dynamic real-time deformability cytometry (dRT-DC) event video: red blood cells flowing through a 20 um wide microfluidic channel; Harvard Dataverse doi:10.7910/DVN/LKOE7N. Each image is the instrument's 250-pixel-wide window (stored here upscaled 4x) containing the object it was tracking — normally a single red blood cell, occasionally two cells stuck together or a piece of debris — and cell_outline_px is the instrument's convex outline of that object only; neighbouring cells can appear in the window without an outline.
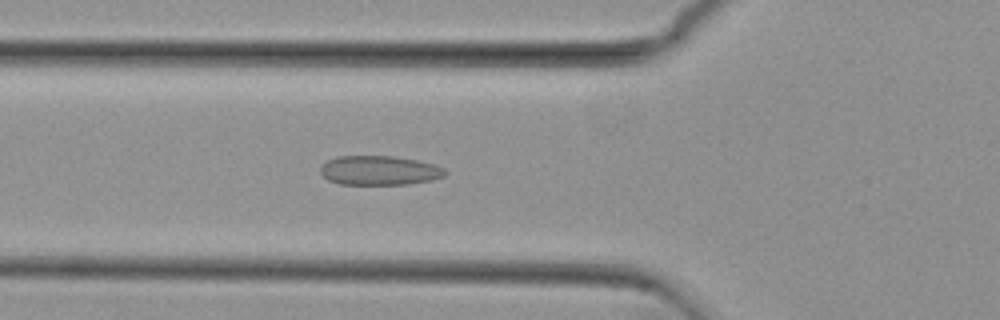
{"species": "common noctule bat (a hibernating species)", "species_latin": "Nyctalus noctula", "temperature_condition": "cold", "stored_images_in_passage": 53, "camera_frame_rate_fps": 3000, "um_per_image_px": 0.085, "animal": {"sex": "female", "body_mass_g": 29.2, "forearm_length_mm": 56.3}, "frame": {"image": 1, "passage_image": 19, "time_ms": 6.0, "image_size_px": [1000, 320], "cell_outline_px": [[448, 172], [444, 176], [432, 180], [408, 184], [340, 184], [328, 180], [320, 172], [320, 164], [336, 156], [392, 156], [416, 160], [432, 164], [444, 168]], "centroid_in_image_um": [32.22, 14.48], "position_along_channel_um": 93.6, "area_um2": 21.33}}
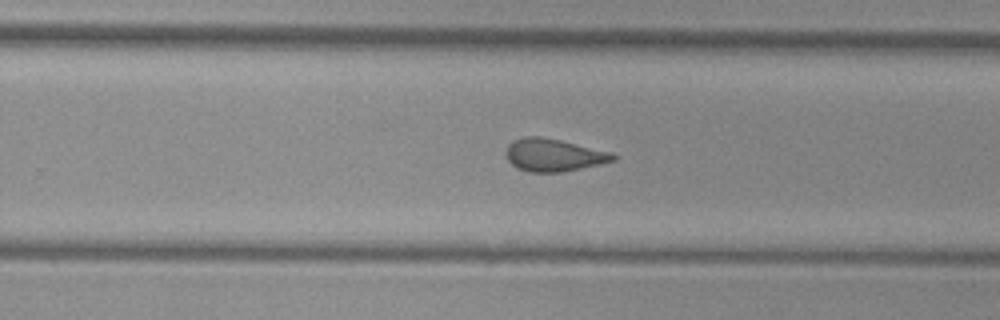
{"frame": {"image": 2, "passage_image": 34, "time_ms": 11.0, "image_size_px": [1000, 320], "cell_outline_px": [[616, 160], [600, 164], [564, 172], [528, 172], [516, 168], [508, 160], [504, 152], [508, 144], [512, 140], [524, 136], [540, 136], [560, 140], [612, 152], [616, 156]], "centroid_in_image_um": [47.03, 13.18], "position_along_channel_um": 282.8, "area_um2": 20.58}}
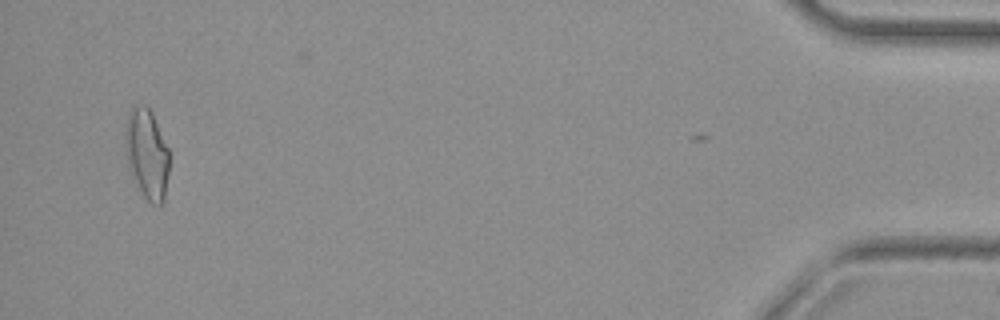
{"frame": {"image": 3, "passage_image": 52, "time_ms": 17.0, "image_size_px": [1000, 320], "cell_outline_px": [[168, 172], [164, 200], [160, 204], [152, 204], [144, 196], [132, 176], [128, 168], [124, 148], [124, 128], [128, 112], [136, 104], [144, 104], [152, 112], [168, 148]], "centroid_in_image_um": [12.44, 13.03], "position_along_channel_um": 422.8, "area_um2": 23.24}, "authors_computed_cell_mechanics": {"area_um2": 20.8658, "velocity_mm_per_s": 3.7736, "shape_relaxation_time_tau1_ms": null, "shape_relaxation_time_tau2_ms": 1.8135, "deformation_change_tau1": null, "deformation_change_tau2": 0.0864}}